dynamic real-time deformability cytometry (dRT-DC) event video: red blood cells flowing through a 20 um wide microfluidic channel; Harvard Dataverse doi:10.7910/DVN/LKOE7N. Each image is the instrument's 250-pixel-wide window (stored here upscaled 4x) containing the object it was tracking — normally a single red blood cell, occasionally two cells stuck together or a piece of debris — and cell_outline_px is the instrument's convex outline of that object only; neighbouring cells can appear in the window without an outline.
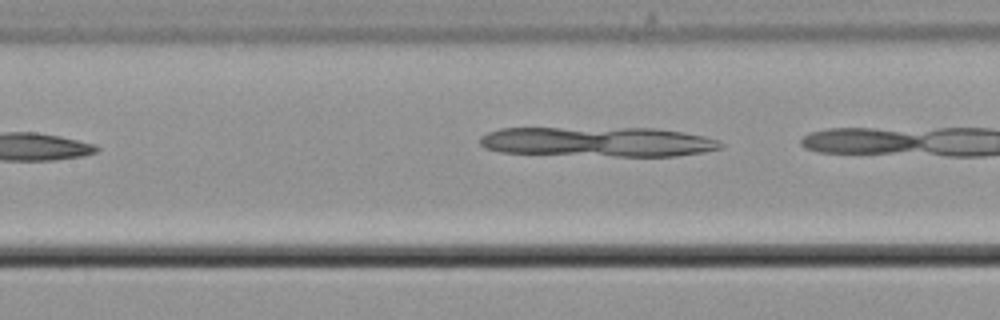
{"species": "common noctule bat (a hibernating species)", "species_latin": "Nyctalus noctula", "temperature_condition": "cold", "stored_images_in_passage": 7, "camera_frame_rate_fps": 3000, "um_per_image_px": 0.085, "animal": {"sex": "male", "body_mass_g": 21.5, "forearm_length_mm": 52.0}, "frame": {"image": 1, "passage_image": 6, "time_ms": 1.667, "image_size_px": [1000, 320], "cell_outline_px": [[724, 148], [704, 152], [676, 156], [612, 156], [500, 152], [484, 148], [480, 144], [480, 136], [488, 132], [500, 128], [656, 128], [684, 132], [704, 136], [720, 140], [724, 144]], "centroid_in_image_um": [50.88, 12.05], "position_along_channel_um": 156.5, "area_um2": 42.14}}